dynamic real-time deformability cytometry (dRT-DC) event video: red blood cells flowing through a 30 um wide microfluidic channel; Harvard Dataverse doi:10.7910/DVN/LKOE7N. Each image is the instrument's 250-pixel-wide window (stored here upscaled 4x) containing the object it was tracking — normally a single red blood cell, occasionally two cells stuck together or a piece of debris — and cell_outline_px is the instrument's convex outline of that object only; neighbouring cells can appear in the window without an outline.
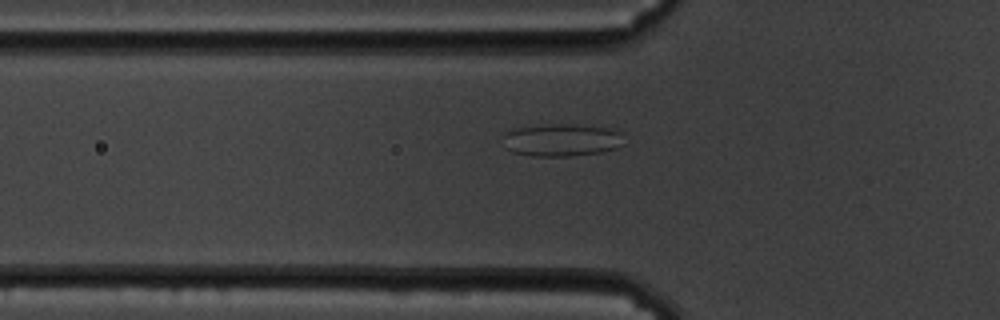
{"species": "common noctule bat (a hibernating species)", "species_latin": "Nyctalus noctula", "temperature_condition": "cold", "stored_images_in_passage": 41, "camera_frame_rate_fps": 3000, "um_per_image_px": 0.085, "animal": {"sex": "male", "body_mass_g": 19.5, "forearm_length_mm": 54.6}, "frame": {"image": 1, "passage_image": 2, "time_ms": 0.333, "image_size_px": [1000, 320], "cell_outline_px": [[624, 144], [616, 148], [600, 152], [568, 156], [532, 156], [512, 152], [500, 144], [504, 132], [516, 128], [544, 124], [576, 124], [608, 128], [620, 132]], "centroid_in_image_um": [47.67, 11.9], "position_along_channel_um": 78.1, "area_um2": 23.24}}
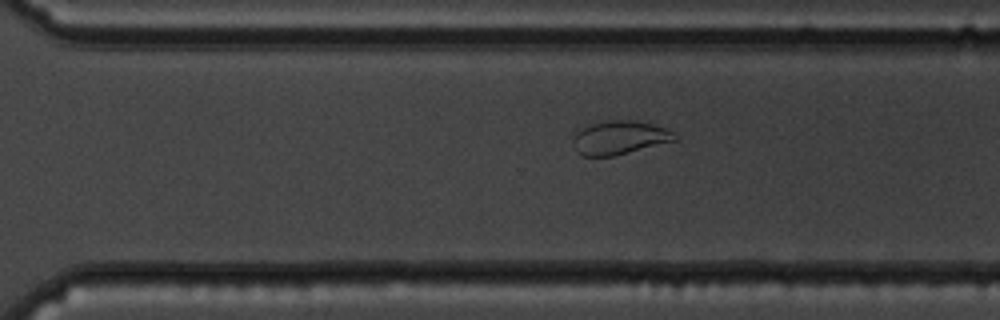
{"frame": {"image": 2, "passage_image": 23, "time_ms": 7.333, "image_size_px": [1000, 320], "cell_outline_px": [[680, 140], [612, 156], [584, 156], [576, 152], [572, 140], [576, 132], [580, 128], [592, 124], [608, 120], [636, 120], [668, 128], [676, 132], [680, 136]], "centroid_in_image_um": [52.74, 11.69], "position_along_channel_um": 317.9, "area_um2": 20.35}}
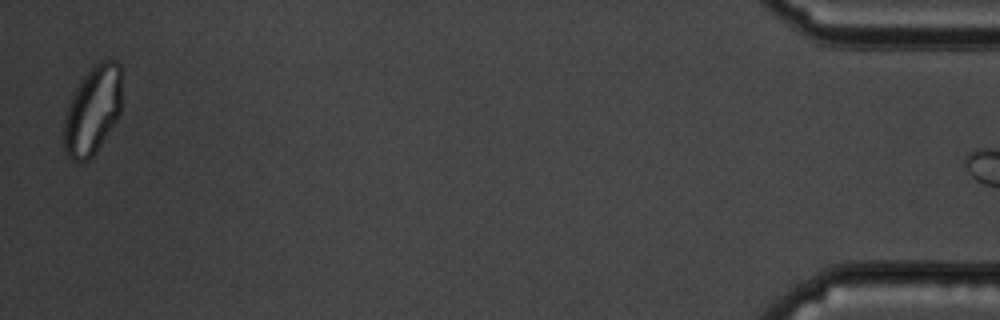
{"frame": {"image": 3, "passage_image": 40, "time_ms": 13.0, "image_size_px": [1000, 320], "cell_outline_px": [[120, 112], [116, 120], [96, 152], [88, 160], [80, 164], [76, 164], [64, 152], [64, 120], [68, 104], [80, 80], [100, 60], [116, 60], [120, 64]], "centroid_in_image_um": [7.85, 9.42], "position_along_channel_um": 427.4, "area_um2": 29.77}}